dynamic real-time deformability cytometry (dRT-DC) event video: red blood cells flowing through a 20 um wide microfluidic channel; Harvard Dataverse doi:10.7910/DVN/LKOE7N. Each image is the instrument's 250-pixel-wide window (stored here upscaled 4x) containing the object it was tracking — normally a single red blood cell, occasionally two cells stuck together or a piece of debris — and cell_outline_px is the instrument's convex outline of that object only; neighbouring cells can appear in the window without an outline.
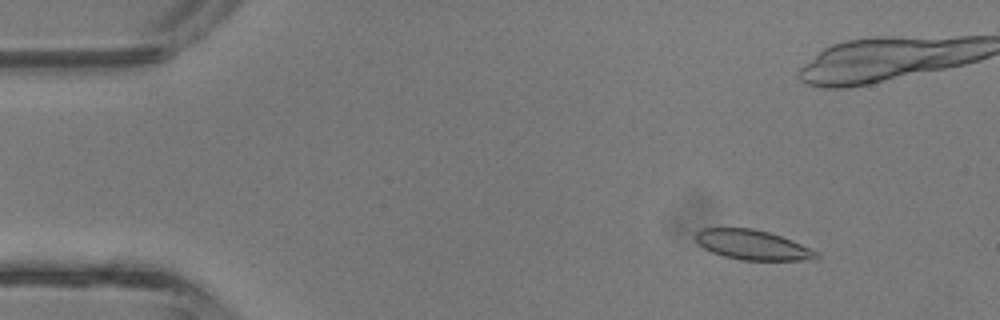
{"species": "common noctule bat (a hibernating species)", "species_latin": "Nyctalus noctula", "temperature_condition": "room temperature", "stored_images_in_passage": 4, "camera_frame_rate_fps": 3000, "um_per_image_px": 0.085, "animal": {"sex": "male", "body_mass_g": 13.3}, "frame": {"image": 1, "passage_image": 2, "time_ms": 0.333, "image_size_px": [1000, 320], "cell_outline_px": [[820, 256], [816, 260], [740, 260], [724, 256], [712, 252], [704, 248], [696, 240], [696, 232], [704, 228], [752, 228], [768, 232], [792, 240], [820, 252]], "centroid_in_image_um": [64.02, 20.83], "position_along_channel_um": 21.0, "area_um2": 20.98}}